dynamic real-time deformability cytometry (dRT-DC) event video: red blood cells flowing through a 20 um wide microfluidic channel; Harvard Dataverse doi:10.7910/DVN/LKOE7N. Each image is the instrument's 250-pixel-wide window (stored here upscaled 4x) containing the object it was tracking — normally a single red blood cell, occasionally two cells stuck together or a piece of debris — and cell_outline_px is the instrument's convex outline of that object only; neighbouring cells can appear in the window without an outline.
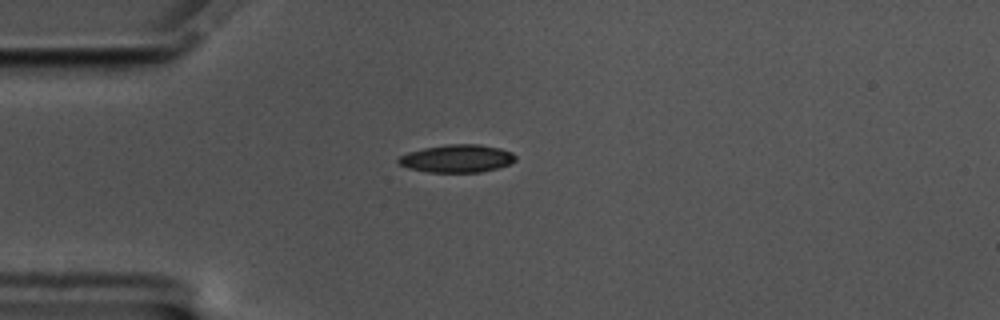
{"species": "common noctule bat (a hibernating species)", "species_latin": "Nyctalus noctula", "temperature_condition": "cold", "stored_images_in_passage": 44, "camera_frame_rate_fps": 3000, "um_per_image_px": 0.085, "animal": {"sex": "male", "body_mass_g": 17.5, "forearm_length_mm": 52.3}, "frame": {"image": 1, "passage_image": 1, "time_ms": 0.0, "image_size_px": [1000, 320], "cell_outline_px": [[516, 160], [508, 164], [496, 168], [480, 172], [428, 172], [408, 168], [400, 164], [396, 160], [400, 156], [408, 152], [424, 148], [448, 144], [480, 144], [500, 148], [512, 152], [516, 156]], "centroid_in_image_um": [38.84, 13.47], "position_along_channel_um": 46.2, "area_um2": 18.9}}
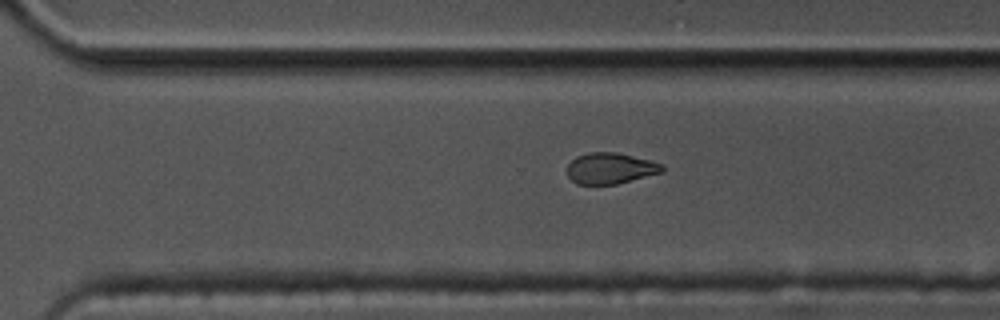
{"frame": {"image": 2, "passage_image": 26, "time_ms": 8.333, "image_size_px": [1000, 320], "cell_outline_px": [[664, 172], [616, 184], [576, 184], [568, 176], [568, 164], [576, 156], [588, 152], [616, 152], [664, 164]], "centroid_in_image_um": [51.89, 14.3], "position_along_channel_um": 318.7, "area_um2": 17.17}}
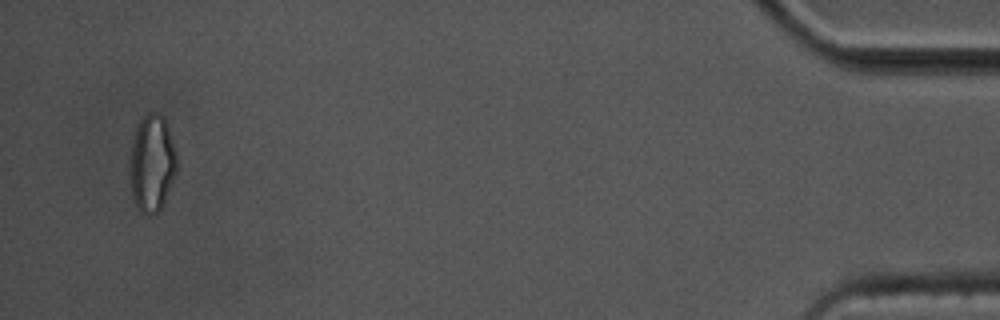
{"frame": {"image": 3, "passage_image": 42, "time_ms": 13.667, "image_size_px": [1000, 320], "cell_outline_px": [[176, 172], [164, 200], [160, 208], [156, 212], [144, 216], [136, 208], [132, 196], [128, 172], [132, 140], [140, 116], [148, 112], [160, 112], [164, 116], [176, 152]], "centroid_in_image_um": [12.87, 13.85], "position_along_channel_um": 422.3, "area_um2": 26.93}, "authors_computed_cell_mechanics": {"area_um2": 18.9873, "velocity_mm_per_s": 3.4616, "shape_relaxation_time_tau1_ms": null, "shape_relaxation_time_tau2_ms": 5.0065, "deformation_change_tau1": null, "deformation_change_tau2": 0.1136}}